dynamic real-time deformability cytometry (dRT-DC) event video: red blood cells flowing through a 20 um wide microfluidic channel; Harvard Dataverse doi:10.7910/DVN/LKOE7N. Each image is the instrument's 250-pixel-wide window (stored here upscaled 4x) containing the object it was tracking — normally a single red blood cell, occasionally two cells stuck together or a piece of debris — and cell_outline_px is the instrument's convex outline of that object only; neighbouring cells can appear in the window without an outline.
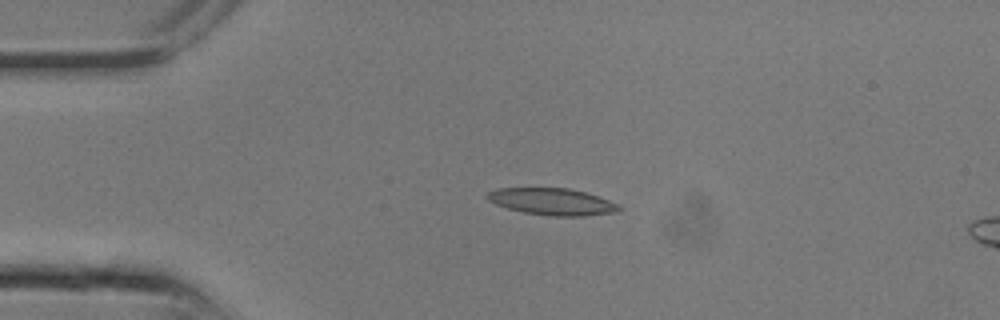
{"species": "common noctule bat (a hibernating species)", "species_latin": "Nyctalus noctula", "temperature_condition": "room temperature", "stored_images_in_passage": 10, "camera_frame_rate_fps": 3000, "um_per_image_px": 0.085, "animal": {"sex": "male", "body_mass_g": 13.3}, "frame": {"image": 1, "passage_image": 5, "time_ms": 1.333, "image_size_px": [1000, 320], "cell_outline_px": [[624, 208], [620, 212], [584, 216], [552, 216], [524, 212], [508, 208], [496, 204], [488, 200], [484, 196], [488, 192], [496, 188], [568, 188], [584, 192], [620, 204]], "centroid_in_image_um": [46.97, 17.14], "position_along_channel_um": 38.0, "area_um2": 20.69}}
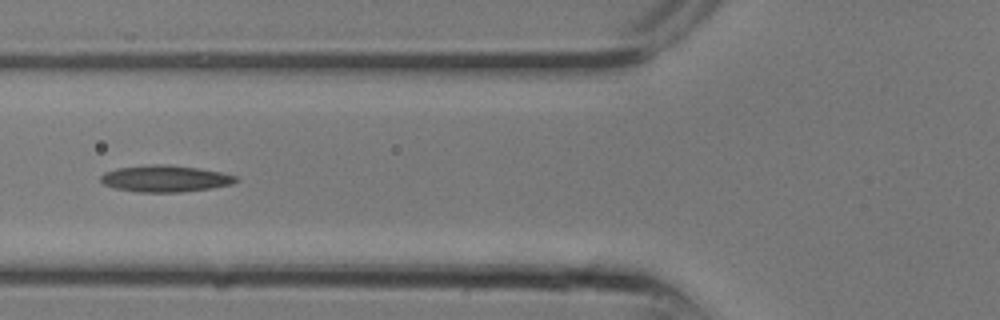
{"frame": {"image": 2, "passage_image": 9, "time_ms": 2.667, "image_size_px": [1000, 320], "cell_outline_px": [[236, 180], [232, 184], [212, 188], [180, 192], [136, 192], [116, 188], [104, 184], [100, 180], [100, 176], [104, 172], [116, 168], [156, 164], [168, 164], [196, 168], [220, 172], [236, 176]], "centroid_in_image_um": [14.0, 15.18], "position_along_channel_um": 111.8, "area_um2": 20.81}}